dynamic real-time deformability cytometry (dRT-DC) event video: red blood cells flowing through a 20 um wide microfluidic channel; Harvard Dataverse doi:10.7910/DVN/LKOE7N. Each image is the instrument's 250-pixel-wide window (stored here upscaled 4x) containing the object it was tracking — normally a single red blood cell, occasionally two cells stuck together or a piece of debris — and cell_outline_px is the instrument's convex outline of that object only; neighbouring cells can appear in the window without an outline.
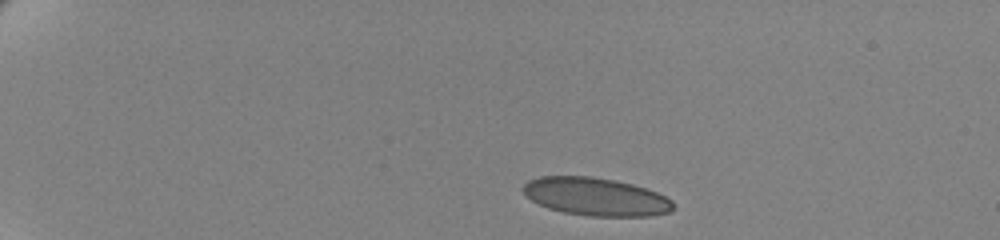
{"species": "human", "species_latin": "Homo sapiens", "temperature_condition": "cold", "stored_images_in_passage": 48, "camera_frame_rate_fps": 3000, "um_per_image_px": 0.085, "donor": {"sex": "female"}, "frame": {"image": 1, "passage_image": 1, "time_ms": 0.0, "image_size_px": [1000, 240], "cell_outline_px": [[672, 208], [668, 212], [652, 216], [588, 216], [564, 212], [548, 208], [532, 200], [520, 188], [528, 180], [540, 176], [592, 176], [616, 180], [632, 184], [656, 192], [672, 200]], "centroid_in_image_um": [50.61, 16.71], "position_along_channel_um": 34.4, "area_um2": 33.12}}
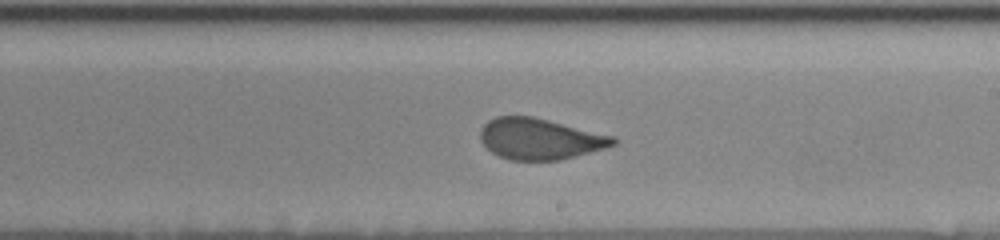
{"frame": {"image": 2, "passage_image": 27, "time_ms": 8.667, "image_size_px": [1000, 240], "cell_outline_px": [[616, 144], [608, 148], [560, 160], [508, 160], [492, 152], [480, 140], [480, 128], [488, 120], [496, 116], [532, 116], [616, 136]], "centroid_in_image_um": [45.92, 11.8], "position_along_channel_um": 243.1, "area_um2": 32.02}}
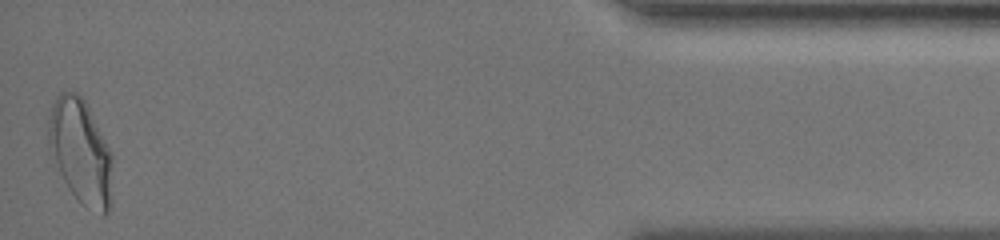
{"frame": {"image": 3, "passage_image": 48, "time_ms": 15.667, "image_size_px": [1000, 240], "cell_outline_px": [[112, 200], [108, 212], [104, 216], [100, 216], [84, 208], [68, 188], [48, 152], [48, 120], [52, 104], [56, 96], [60, 92], [76, 92], [88, 104], [112, 152]], "centroid_in_image_um": [6.87, 12.94], "position_along_channel_um": 428.3, "area_um2": 40.17}, "authors_computed_cell_mechanics": {"area_um2": 33.2639, "velocity_mm_per_s": 3.4597, "shape_relaxation_time_tau1_ms": 11.0545, "shape_relaxation_time_tau2_ms": null, "deformation_change_tau1": 0.2265, "deformation_change_tau2": null}}